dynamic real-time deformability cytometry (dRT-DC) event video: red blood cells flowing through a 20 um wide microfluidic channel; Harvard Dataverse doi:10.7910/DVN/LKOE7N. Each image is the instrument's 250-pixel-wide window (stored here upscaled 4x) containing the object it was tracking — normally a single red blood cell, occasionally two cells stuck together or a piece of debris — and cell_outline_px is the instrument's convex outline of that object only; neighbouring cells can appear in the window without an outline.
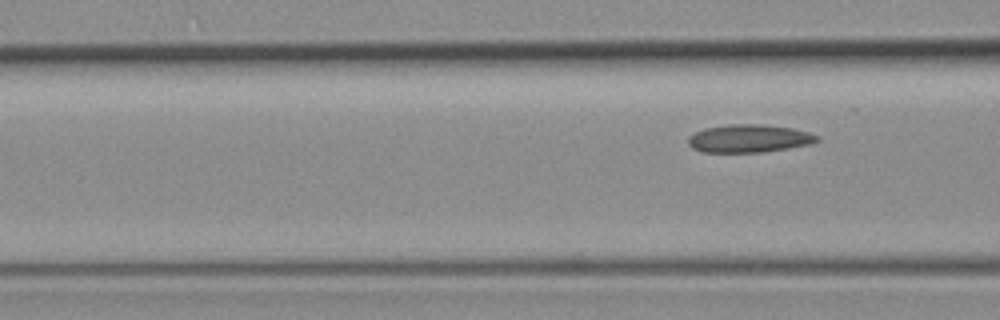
{"species": "common noctule bat (a hibernating species)", "species_latin": "Nyctalus noctula", "temperature_condition": "room temperature", "stored_images_in_passage": 4, "camera_frame_rate_fps": 3000, "um_per_image_px": 0.085, "animal": {"sex": "female", "body_mass_g": 19.3, "forearm_length_mm": 54.1}, "frame": {"image": 1, "passage_image": 4, "time_ms": 4.333, "image_size_px": [1000, 320], "cell_outline_px": [[820, 140], [812, 144], [764, 152], [700, 152], [692, 148], [688, 144], [688, 136], [704, 128], [728, 124], [764, 124], [792, 128], [808, 132], [820, 136]], "centroid_in_image_um": [63.68, 11.77], "position_along_channel_um": 102.9, "area_um2": 21.21}}